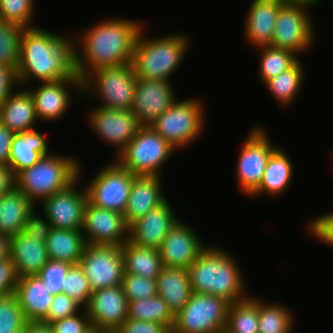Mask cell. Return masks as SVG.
<instances>
[{
	"instance_id": "6da1fadb",
	"label": "cell",
	"mask_w": 333,
	"mask_h": 333,
	"mask_svg": "<svg viewBox=\"0 0 333 333\" xmlns=\"http://www.w3.org/2000/svg\"><path fill=\"white\" fill-rule=\"evenodd\" d=\"M44 27L23 29L20 37L18 85L80 78L76 64L75 35H59ZM72 37V38H71Z\"/></svg>"
},
{
	"instance_id": "7a4b0ae2",
	"label": "cell",
	"mask_w": 333,
	"mask_h": 333,
	"mask_svg": "<svg viewBox=\"0 0 333 333\" xmlns=\"http://www.w3.org/2000/svg\"><path fill=\"white\" fill-rule=\"evenodd\" d=\"M143 22L109 18L75 36L77 72L83 80L90 72L131 63Z\"/></svg>"
},
{
	"instance_id": "3957f363",
	"label": "cell",
	"mask_w": 333,
	"mask_h": 333,
	"mask_svg": "<svg viewBox=\"0 0 333 333\" xmlns=\"http://www.w3.org/2000/svg\"><path fill=\"white\" fill-rule=\"evenodd\" d=\"M216 245H208L187 268L191 289L192 292L217 296L233 304L250 295L246 291V277L236 257Z\"/></svg>"
},
{
	"instance_id": "277c9868",
	"label": "cell",
	"mask_w": 333,
	"mask_h": 333,
	"mask_svg": "<svg viewBox=\"0 0 333 333\" xmlns=\"http://www.w3.org/2000/svg\"><path fill=\"white\" fill-rule=\"evenodd\" d=\"M143 30L134 45L131 64L135 75L145 80L171 81V76L190 52V37L181 32L151 38L146 37Z\"/></svg>"
},
{
	"instance_id": "5b68a950",
	"label": "cell",
	"mask_w": 333,
	"mask_h": 333,
	"mask_svg": "<svg viewBox=\"0 0 333 333\" xmlns=\"http://www.w3.org/2000/svg\"><path fill=\"white\" fill-rule=\"evenodd\" d=\"M80 165L75 156L52 152L20 171L14 177L15 187L37 206L45 198L72 185L79 178Z\"/></svg>"
},
{
	"instance_id": "8992f818",
	"label": "cell",
	"mask_w": 333,
	"mask_h": 333,
	"mask_svg": "<svg viewBox=\"0 0 333 333\" xmlns=\"http://www.w3.org/2000/svg\"><path fill=\"white\" fill-rule=\"evenodd\" d=\"M137 76L131 63L100 68L82 80V96L97 97L98 107L131 109L134 101ZM97 95V96H95Z\"/></svg>"
},
{
	"instance_id": "52a82bcc",
	"label": "cell",
	"mask_w": 333,
	"mask_h": 333,
	"mask_svg": "<svg viewBox=\"0 0 333 333\" xmlns=\"http://www.w3.org/2000/svg\"><path fill=\"white\" fill-rule=\"evenodd\" d=\"M205 105L199 99H177L150 127L175 149H185L203 134Z\"/></svg>"
},
{
	"instance_id": "ba28073f",
	"label": "cell",
	"mask_w": 333,
	"mask_h": 333,
	"mask_svg": "<svg viewBox=\"0 0 333 333\" xmlns=\"http://www.w3.org/2000/svg\"><path fill=\"white\" fill-rule=\"evenodd\" d=\"M174 151L150 126H142L115 160L135 176H162V169Z\"/></svg>"
},
{
	"instance_id": "9c48e42d",
	"label": "cell",
	"mask_w": 333,
	"mask_h": 333,
	"mask_svg": "<svg viewBox=\"0 0 333 333\" xmlns=\"http://www.w3.org/2000/svg\"><path fill=\"white\" fill-rule=\"evenodd\" d=\"M230 303L210 294L192 292L174 315L171 333H224Z\"/></svg>"
},
{
	"instance_id": "30bf717a",
	"label": "cell",
	"mask_w": 333,
	"mask_h": 333,
	"mask_svg": "<svg viewBox=\"0 0 333 333\" xmlns=\"http://www.w3.org/2000/svg\"><path fill=\"white\" fill-rule=\"evenodd\" d=\"M104 166L86 183L88 202L98 208L124 214L135 175L114 158Z\"/></svg>"
},
{
	"instance_id": "8fae6325",
	"label": "cell",
	"mask_w": 333,
	"mask_h": 333,
	"mask_svg": "<svg viewBox=\"0 0 333 333\" xmlns=\"http://www.w3.org/2000/svg\"><path fill=\"white\" fill-rule=\"evenodd\" d=\"M238 155L236 179L238 190L249 198L260 186L261 180L271 154L278 148L271 142L266 128L253 126Z\"/></svg>"
},
{
	"instance_id": "7c38bea8",
	"label": "cell",
	"mask_w": 333,
	"mask_h": 333,
	"mask_svg": "<svg viewBox=\"0 0 333 333\" xmlns=\"http://www.w3.org/2000/svg\"><path fill=\"white\" fill-rule=\"evenodd\" d=\"M309 8L283 4L278 11L271 45L289 50L298 57L311 49L315 43V22Z\"/></svg>"
},
{
	"instance_id": "4fadbf2b",
	"label": "cell",
	"mask_w": 333,
	"mask_h": 333,
	"mask_svg": "<svg viewBox=\"0 0 333 333\" xmlns=\"http://www.w3.org/2000/svg\"><path fill=\"white\" fill-rule=\"evenodd\" d=\"M87 118V124L97 138L115 148V158L142 127L131 109L116 110L96 105L89 110Z\"/></svg>"
},
{
	"instance_id": "5bb4252c",
	"label": "cell",
	"mask_w": 333,
	"mask_h": 333,
	"mask_svg": "<svg viewBox=\"0 0 333 333\" xmlns=\"http://www.w3.org/2000/svg\"><path fill=\"white\" fill-rule=\"evenodd\" d=\"M79 265L92 292L122 284L124 260L121 246L87 244Z\"/></svg>"
},
{
	"instance_id": "9a60e30c",
	"label": "cell",
	"mask_w": 333,
	"mask_h": 333,
	"mask_svg": "<svg viewBox=\"0 0 333 333\" xmlns=\"http://www.w3.org/2000/svg\"><path fill=\"white\" fill-rule=\"evenodd\" d=\"M81 170L83 167L80 165L79 178L72 185L40 202L43 208L42 214L45 215L53 228L82 229L88 199L85 187L82 189L79 186L83 177Z\"/></svg>"
},
{
	"instance_id": "2e32d148",
	"label": "cell",
	"mask_w": 333,
	"mask_h": 333,
	"mask_svg": "<svg viewBox=\"0 0 333 333\" xmlns=\"http://www.w3.org/2000/svg\"><path fill=\"white\" fill-rule=\"evenodd\" d=\"M33 97L37 119L44 123L62 120L72 106V92L76 91L79 98L82 96L81 78H65L53 82H40L30 88L25 87ZM70 88V89H69ZM72 88V89H71ZM77 89V90H76ZM81 95V96H80Z\"/></svg>"
},
{
	"instance_id": "e0dca14e",
	"label": "cell",
	"mask_w": 333,
	"mask_h": 333,
	"mask_svg": "<svg viewBox=\"0 0 333 333\" xmlns=\"http://www.w3.org/2000/svg\"><path fill=\"white\" fill-rule=\"evenodd\" d=\"M87 244L122 246L129 240L124 214L98 208L87 202L81 229Z\"/></svg>"
},
{
	"instance_id": "ac0fdd59",
	"label": "cell",
	"mask_w": 333,
	"mask_h": 333,
	"mask_svg": "<svg viewBox=\"0 0 333 333\" xmlns=\"http://www.w3.org/2000/svg\"><path fill=\"white\" fill-rule=\"evenodd\" d=\"M185 221L178 220L158 249L163 267L188 268L209 244Z\"/></svg>"
},
{
	"instance_id": "d6986e66",
	"label": "cell",
	"mask_w": 333,
	"mask_h": 333,
	"mask_svg": "<svg viewBox=\"0 0 333 333\" xmlns=\"http://www.w3.org/2000/svg\"><path fill=\"white\" fill-rule=\"evenodd\" d=\"M128 299L121 285L94 290L85 307L92 327L116 331L128 318Z\"/></svg>"
},
{
	"instance_id": "ffe728a7",
	"label": "cell",
	"mask_w": 333,
	"mask_h": 333,
	"mask_svg": "<svg viewBox=\"0 0 333 333\" xmlns=\"http://www.w3.org/2000/svg\"><path fill=\"white\" fill-rule=\"evenodd\" d=\"M171 81L145 80L137 77L131 111L142 126H150L177 100Z\"/></svg>"
},
{
	"instance_id": "44dd1931",
	"label": "cell",
	"mask_w": 333,
	"mask_h": 333,
	"mask_svg": "<svg viewBox=\"0 0 333 333\" xmlns=\"http://www.w3.org/2000/svg\"><path fill=\"white\" fill-rule=\"evenodd\" d=\"M181 219L166 199L129 226V240L141 247L158 250L169 230Z\"/></svg>"
},
{
	"instance_id": "7402d4cb",
	"label": "cell",
	"mask_w": 333,
	"mask_h": 333,
	"mask_svg": "<svg viewBox=\"0 0 333 333\" xmlns=\"http://www.w3.org/2000/svg\"><path fill=\"white\" fill-rule=\"evenodd\" d=\"M247 11L243 37L248 46L259 48L270 46L279 8L278 0H252Z\"/></svg>"
},
{
	"instance_id": "603a6c76",
	"label": "cell",
	"mask_w": 333,
	"mask_h": 333,
	"mask_svg": "<svg viewBox=\"0 0 333 333\" xmlns=\"http://www.w3.org/2000/svg\"><path fill=\"white\" fill-rule=\"evenodd\" d=\"M163 179L162 176H135L124 212L129 226L167 199Z\"/></svg>"
},
{
	"instance_id": "cb8c5ba5",
	"label": "cell",
	"mask_w": 333,
	"mask_h": 333,
	"mask_svg": "<svg viewBox=\"0 0 333 333\" xmlns=\"http://www.w3.org/2000/svg\"><path fill=\"white\" fill-rule=\"evenodd\" d=\"M28 322H41L47 315L54 295L38 275L18 277L15 293Z\"/></svg>"
},
{
	"instance_id": "d4e9b609",
	"label": "cell",
	"mask_w": 333,
	"mask_h": 333,
	"mask_svg": "<svg viewBox=\"0 0 333 333\" xmlns=\"http://www.w3.org/2000/svg\"><path fill=\"white\" fill-rule=\"evenodd\" d=\"M10 258L18 277L37 275L49 260L46 242L20 232L10 238Z\"/></svg>"
},
{
	"instance_id": "484cf974",
	"label": "cell",
	"mask_w": 333,
	"mask_h": 333,
	"mask_svg": "<svg viewBox=\"0 0 333 333\" xmlns=\"http://www.w3.org/2000/svg\"><path fill=\"white\" fill-rule=\"evenodd\" d=\"M47 142V137L37 129L19 132L13 136L8 167L14 177L52 152Z\"/></svg>"
},
{
	"instance_id": "4316f807",
	"label": "cell",
	"mask_w": 333,
	"mask_h": 333,
	"mask_svg": "<svg viewBox=\"0 0 333 333\" xmlns=\"http://www.w3.org/2000/svg\"><path fill=\"white\" fill-rule=\"evenodd\" d=\"M19 88L0 105V122L15 134L35 129L39 121L32 95Z\"/></svg>"
},
{
	"instance_id": "83f0119b",
	"label": "cell",
	"mask_w": 333,
	"mask_h": 333,
	"mask_svg": "<svg viewBox=\"0 0 333 333\" xmlns=\"http://www.w3.org/2000/svg\"><path fill=\"white\" fill-rule=\"evenodd\" d=\"M293 163L287 152L278 147L268 159L261 184L259 188L250 196L253 199L258 196H278L289 188L293 178Z\"/></svg>"
},
{
	"instance_id": "f1b7e54d",
	"label": "cell",
	"mask_w": 333,
	"mask_h": 333,
	"mask_svg": "<svg viewBox=\"0 0 333 333\" xmlns=\"http://www.w3.org/2000/svg\"><path fill=\"white\" fill-rule=\"evenodd\" d=\"M156 280L157 295L162 297L175 315L187 304L192 294L187 269L162 267Z\"/></svg>"
},
{
	"instance_id": "f546056e",
	"label": "cell",
	"mask_w": 333,
	"mask_h": 333,
	"mask_svg": "<svg viewBox=\"0 0 333 333\" xmlns=\"http://www.w3.org/2000/svg\"><path fill=\"white\" fill-rule=\"evenodd\" d=\"M37 207L15 186L0 196V233L9 237L22 231L26 217Z\"/></svg>"
},
{
	"instance_id": "4dcf8cb0",
	"label": "cell",
	"mask_w": 333,
	"mask_h": 333,
	"mask_svg": "<svg viewBox=\"0 0 333 333\" xmlns=\"http://www.w3.org/2000/svg\"><path fill=\"white\" fill-rule=\"evenodd\" d=\"M86 245L81 229L63 230L52 227L46 240L49 259L71 265L79 263Z\"/></svg>"
},
{
	"instance_id": "1f68e13d",
	"label": "cell",
	"mask_w": 333,
	"mask_h": 333,
	"mask_svg": "<svg viewBox=\"0 0 333 333\" xmlns=\"http://www.w3.org/2000/svg\"><path fill=\"white\" fill-rule=\"evenodd\" d=\"M305 66L301 58L287 71L281 72L263 84L279 106L288 107L294 103L305 83Z\"/></svg>"
},
{
	"instance_id": "d6a6232c",
	"label": "cell",
	"mask_w": 333,
	"mask_h": 333,
	"mask_svg": "<svg viewBox=\"0 0 333 333\" xmlns=\"http://www.w3.org/2000/svg\"><path fill=\"white\" fill-rule=\"evenodd\" d=\"M124 273L157 278L163 267L159 250L141 247L130 240L121 246Z\"/></svg>"
},
{
	"instance_id": "836d02e7",
	"label": "cell",
	"mask_w": 333,
	"mask_h": 333,
	"mask_svg": "<svg viewBox=\"0 0 333 333\" xmlns=\"http://www.w3.org/2000/svg\"><path fill=\"white\" fill-rule=\"evenodd\" d=\"M275 303L258 296V333H294L296 320L292 311L285 304Z\"/></svg>"
},
{
	"instance_id": "e575fe53",
	"label": "cell",
	"mask_w": 333,
	"mask_h": 333,
	"mask_svg": "<svg viewBox=\"0 0 333 333\" xmlns=\"http://www.w3.org/2000/svg\"><path fill=\"white\" fill-rule=\"evenodd\" d=\"M258 296L230 304L224 333H258Z\"/></svg>"
},
{
	"instance_id": "d590c367",
	"label": "cell",
	"mask_w": 333,
	"mask_h": 333,
	"mask_svg": "<svg viewBox=\"0 0 333 333\" xmlns=\"http://www.w3.org/2000/svg\"><path fill=\"white\" fill-rule=\"evenodd\" d=\"M128 302V318L162 323L172 329L174 314L161 296L156 295L152 298Z\"/></svg>"
},
{
	"instance_id": "8d00e7d4",
	"label": "cell",
	"mask_w": 333,
	"mask_h": 333,
	"mask_svg": "<svg viewBox=\"0 0 333 333\" xmlns=\"http://www.w3.org/2000/svg\"><path fill=\"white\" fill-rule=\"evenodd\" d=\"M255 49L260 52L258 76L263 84L281 72L287 71L300 59L289 50L272 46H263Z\"/></svg>"
},
{
	"instance_id": "74e56055",
	"label": "cell",
	"mask_w": 333,
	"mask_h": 333,
	"mask_svg": "<svg viewBox=\"0 0 333 333\" xmlns=\"http://www.w3.org/2000/svg\"><path fill=\"white\" fill-rule=\"evenodd\" d=\"M24 28L0 20V63L17 70L20 37Z\"/></svg>"
},
{
	"instance_id": "f35d334b",
	"label": "cell",
	"mask_w": 333,
	"mask_h": 333,
	"mask_svg": "<svg viewBox=\"0 0 333 333\" xmlns=\"http://www.w3.org/2000/svg\"><path fill=\"white\" fill-rule=\"evenodd\" d=\"M35 0H1L0 20L18 25L24 29L37 27L34 24Z\"/></svg>"
},
{
	"instance_id": "ab89813d",
	"label": "cell",
	"mask_w": 333,
	"mask_h": 333,
	"mask_svg": "<svg viewBox=\"0 0 333 333\" xmlns=\"http://www.w3.org/2000/svg\"><path fill=\"white\" fill-rule=\"evenodd\" d=\"M27 322L15 294L0 296V333L23 331Z\"/></svg>"
},
{
	"instance_id": "60d3db41",
	"label": "cell",
	"mask_w": 333,
	"mask_h": 333,
	"mask_svg": "<svg viewBox=\"0 0 333 333\" xmlns=\"http://www.w3.org/2000/svg\"><path fill=\"white\" fill-rule=\"evenodd\" d=\"M63 282L62 293L76 300L85 308L89 302L92 290L90 289L89 280L79 263L69 267Z\"/></svg>"
},
{
	"instance_id": "b9f144b4",
	"label": "cell",
	"mask_w": 333,
	"mask_h": 333,
	"mask_svg": "<svg viewBox=\"0 0 333 333\" xmlns=\"http://www.w3.org/2000/svg\"><path fill=\"white\" fill-rule=\"evenodd\" d=\"M121 286L128 301L152 298L157 295L156 278L124 273Z\"/></svg>"
},
{
	"instance_id": "7bdbcfd3",
	"label": "cell",
	"mask_w": 333,
	"mask_h": 333,
	"mask_svg": "<svg viewBox=\"0 0 333 333\" xmlns=\"http://www.w3.org/2000/svg\"><path fill=\"white\" fill-rule=\"evenodd\" d=\"M70 266L69 263L49 259L37 275L46 283L52 295L61 294L63 280L67 276Z\"/></svg>"
},
{
	"instance_id": "ee69618b",
	"label": "cell",
	"mask_w": 333,
	"mask_h": 333,
	"mask_svg": "<svg viewBox=\"0 0 333 333\" xmlns=\"http://www.w3.org/2000/svg\"><path fill=\"white\" fill-rule=\"evenodd\" d=\"M84 307L66 294L54 295L46 317L41 323L49 324L55 320L71 317L80 313Z\"/></svg>"
},
{
	"instance_id": "f6af8a7d",
	"label": "cell",
	"mask_w": 333,
	"mask_h": 333,
	"mask_svg": "<svg viewBox=\"0 0 333 333\" xmlns=\"http://www.w3.org/2000/svg\"><path fill=\"white\" fill-rule=\"evenodd\" d=\"M48 325L53 333H87L92 328L85 308L77 315L55 320Z\"/></svg>"
},
{
	"instance_id": "bcb514c9",
	"label": "cell",
	"mask_w": 333,
	"mask_h": 333,
	"mask_svg": "<svg viewBox=\"0 0 333 333\" xmlns=\"http://www.w3.org/2000/svg\"><path fill=\"white\" fill-rule=\"evenodd\" d=\"M319 215L308 222L307 231L319 242L333 247V211Z\"/></svg>"
},
{
	"instance_id": "7dc6e473",
	"label": "cell",
	"mask_w": 333,
	"mask_h": 333,
	"mask_svg": "<svg viewBox=\"0 0 333 333\" xmlns=\"http://www.w3.org/2000/svg\"><path fill=\"white\" fill-rule=\"evenodd\" d=\"M36 211L37 207L26 217L21 233L31 235L38 241L46 242L52 226L44 214L43 216L39 215V211Z\"/></svg>"
},
{
	"instance_id": "c3c4849f",
	"label": "cell",
	"mask_w": 333,
	"mask_h": 333,
	"mask_svg": "<svg viewBox=\"0 0 333 333\" xmlns=\"http://www.w3.org/2000/svg\"><path fill=\"white\" fill-rule=\"evenodd\" d=\"M116 331L117 333H171V329L162 323L131 318H127Z\"/></svg>"
},
{
	"instance_id": "681fc988",
	"label": "cell",
	"mask_w": 333,
	"mask_h": 333,
	"mask_svg": "<svg viewBox=\"0 0 333 333\" xmlns=\"http://www.w3.org/2000/svg\"><path fill=\"white\" fill-rule=\"evenodd\" d=\"M18 283V275L15 270V265L11 258L0 261V296H5L15 293V288Z\"/></svg>"
},
{
	"instance_id": "f907efd6",
	"label": "cell",
	"mask_w": 333,
	"mask_h": 333,
	"mask_svg": "<svg viewBox=\"0 0 333 333\" xmlns=\"http://www.w3.org/2000/svg\"><path fill=\"white\" fill-rule=\"evenodd\" d=\"M18 86L16 70L0 63V105Z\"/></svg>"
},
{
	"instance_id": "816d5d0a",
	"label": "cell",
	"mask_w": 333,
	"mask_h": 333,
	"mask_svg": "<svg viewBox=\"0 0 333 333\" xmlns=\"http://www.w3.org/2000/svg\"><path fill=\"white\" fill-rule=\"evenodd\" d=\"M15 133L0 122V164L9 166L12 139Z\"/></svg>"
},
{
	"instance_id": "f5cc1de1",
	"label": "cell",
	"mask_w": 333,
	"mask_h": 333,
	"mask_svg": "<svg viewBox=\"0 0 333 333\" xmlns=\"http://www.w3.org/2000/svg\"><path fill=\"white\" fill-rule=\"evenodd\" d=\"M15 186L14 176L9 167L0 164V196Z\"/></svg>"
},
{
	"instance_id": "db71d44e",
	"label": "cell",
	"mask_w": 333,
	"mask_h": 333,
	"mask_svg": "<svg viewBox=\"0 0 333 333\" xmlns=\"http://www.w3.org/2000/svg\"><path fill=\"white\" fill-rule=\"evenodd\" d=\"M22 333H53L48 324L41 322H27Z\"/></svg>"
},
{
	"instance_id": "11a10c76",
	"label": "cell",
	"mask_w": 333,
	"mask_h": 333,
	"mask_svg": "<svg viewBox=\"0 0 333 333\" xmlns=\"http://www.w3.org/2000/svg\"><path fill=\"white\" fill-rule=\"evenodd\" d=\"M10 238L7 234L0 233V261L10 257Z\"/></svg>"
},
{
	"instance_id": "9f6ffc18",
	"label": "cell",
	"mask_w": 333,
	"mask_h": 333,
	"mask_svg": "<svg viewBox=\"0 0 333 333\" xmlns=\"http://www.w3.org/2000/svg\"><path fill=\"white\" fill-rule=\"evenodd\" d=\"M282 4H287V5H299V6H304L306 8H313L319 5L321 0H278Z\"/></svg>"
},
{
	"instance_id": "6f0895ef",
	"label": "cell",
	"mask_w": 333,
	"mask_h": 333,
	"mask_svg": "<svg viewBox=\"0 0 333 333\" xmlns=\"http://www.w3.org/2000/svg\"><path fill=\"white\" fill-rule=\"evenodd\" d=\"M87 333H103V331L92 327Z\"/></svg>"
},
{
	"instance_id": "680465c9",
	"label": "cell",
	"mask_w": 333,
	"mask_h": 333,
	"mask_svg": "<svg viewBox=\"0 0 333 333\" xmlns=\"http://www.w3.org/2000/svg\"><path fill=\"white\" fill-rule=\"evenodd\" d=\"M103 333H117V331H103Z\"/></svg>"
}]
</instances>
